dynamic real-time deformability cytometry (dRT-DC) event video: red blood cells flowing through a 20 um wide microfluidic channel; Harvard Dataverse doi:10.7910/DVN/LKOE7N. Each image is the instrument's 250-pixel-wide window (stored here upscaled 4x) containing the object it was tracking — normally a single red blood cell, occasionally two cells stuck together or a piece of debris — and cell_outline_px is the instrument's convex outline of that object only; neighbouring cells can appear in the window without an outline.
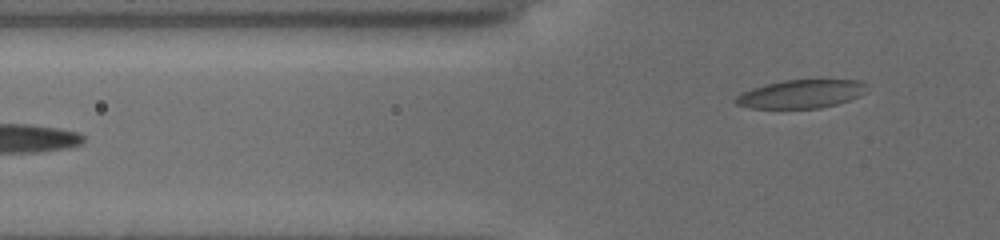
{"species": "common noctule bat (a hibernating species)", "species_latin": "Nyctalus noctula", "temperature_condition": "cold", "stored_images_in_passage": 6, "camera_frame_rate_fps": 3000, "um_per_image_px": 0.085, "animal": {"sex": "female", "body_mass_g": 19.5, "forearm_length_mm": 54.1}, "frame": {"image": 1, "passage_image": 6, "time_ms": 4.333, "image_size_px": [1000, 240], "cell_outline_px": [[864, 84], [860, 96], [836, 104], [820, 108], [748, 108], [736, 104], [732, 100], [736, 96], [752, 88], [784, 80], [860, 80]], "centroid_in_image_um": [68.02, 8.0], "position_along_channel_um": 57.8, "area_um2": 21.33}}